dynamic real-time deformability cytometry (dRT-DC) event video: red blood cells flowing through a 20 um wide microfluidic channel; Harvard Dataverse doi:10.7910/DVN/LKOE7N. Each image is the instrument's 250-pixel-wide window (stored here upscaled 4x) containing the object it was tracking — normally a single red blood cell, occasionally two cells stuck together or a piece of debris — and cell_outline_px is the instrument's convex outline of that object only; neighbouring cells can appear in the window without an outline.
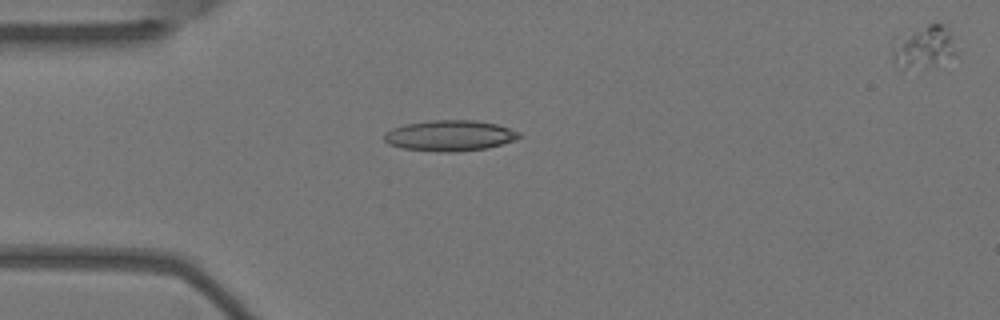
{"species": "Egyptian fruit bat (a non-hibernating species)", "species_latin": "Rousettus aegyptiacus", "temperature_condition": "warm", "stored_images_in_passage": 5, "camera_frame_rate_fps": 3000, "um_per_image_px": 0.085, "animal": {"sex": "female"}, "frame": {"image": 1, "passage_image": 3, "time_ms": 0.667, "image_size_px": [1000, 320], "cell_outline_px": [[524, 136], [516, 140], [488, 148], [456, 152], [436, 152], [400, 148], [388, 144], [384, 140], [384, 132], [392, 128], [404, 124], [432, 120], [476, 120], [496, 124], [520, 132]], "centroid_in_image_um": [38.23, 11.53], "position_along_channel_um": 46.8, "area_um2": 24.57}}